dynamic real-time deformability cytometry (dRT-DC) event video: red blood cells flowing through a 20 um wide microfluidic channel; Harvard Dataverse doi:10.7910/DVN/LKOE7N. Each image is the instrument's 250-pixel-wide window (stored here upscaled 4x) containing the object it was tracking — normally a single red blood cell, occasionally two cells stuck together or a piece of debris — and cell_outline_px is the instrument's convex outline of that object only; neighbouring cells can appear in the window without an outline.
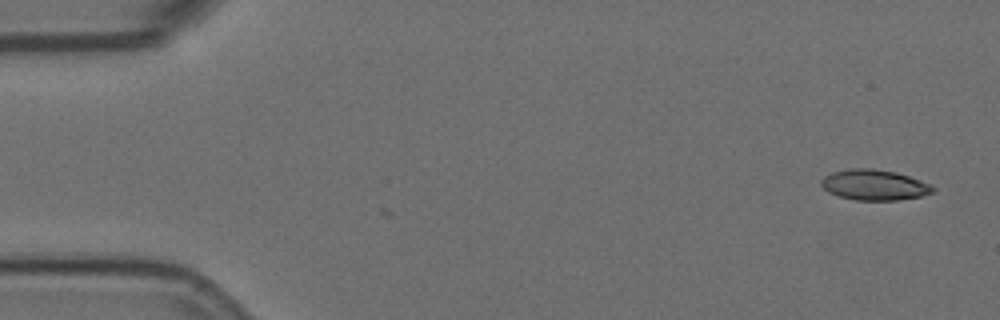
{"species": "Egyptian fruit bat (a non-hibernating species)", "species_latin": "Rousettus aegyptiacus", "temperature_condition": "room temperature", "stored_images_in_passage": 6, "camera_frame_rate_fps": 3000, "um_per_image_px": 0.085, "animal": {"sex": "female"}, "frame": {"image": 1, "passage_image": 1, "time_ms": 0.0, "image_size_px": [1000, 320], "cell_outline_px": [[936, 192], [920, 196], [896, 200], [856, 200], [840, 196], [828, 192], [820, 184], [820, 180], [824, 176], [832, 172], [848, 168], [872, 168], [896, 172], [920, 180], [936, 188]], "centroid_in_image_um": [74.3, 15.71], "position_along_channel_um": 10.7, "area_um2": 19.88}}
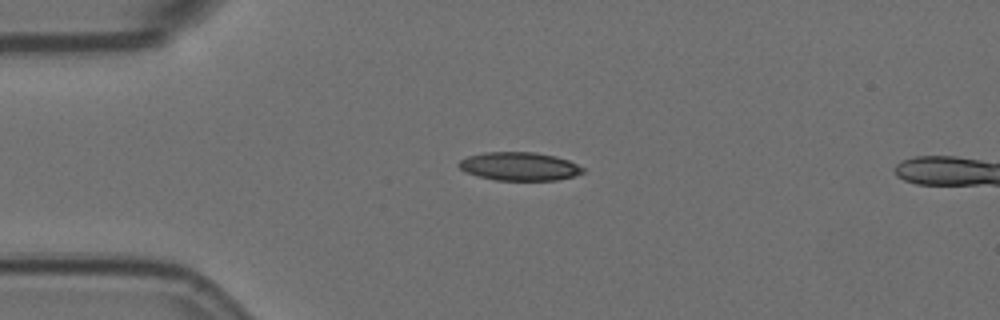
{"frame": {"image": 2, "passage_image": 4, "time_ms": 1.0, "image_size_px": [1000, 320], "cell_outline_px": [[584, 172], [572, 176], [556, 180], [496, 180], [464, 172], [456, 164], [460, 160], [468, 156], [484, 152], [536, 152], [556, 156], [568, 160], [584, 168]], "centroid_in_image_um": [44.12, 14.13], "position_along_channel_um": 40.9, "area_um2": 20.46}}